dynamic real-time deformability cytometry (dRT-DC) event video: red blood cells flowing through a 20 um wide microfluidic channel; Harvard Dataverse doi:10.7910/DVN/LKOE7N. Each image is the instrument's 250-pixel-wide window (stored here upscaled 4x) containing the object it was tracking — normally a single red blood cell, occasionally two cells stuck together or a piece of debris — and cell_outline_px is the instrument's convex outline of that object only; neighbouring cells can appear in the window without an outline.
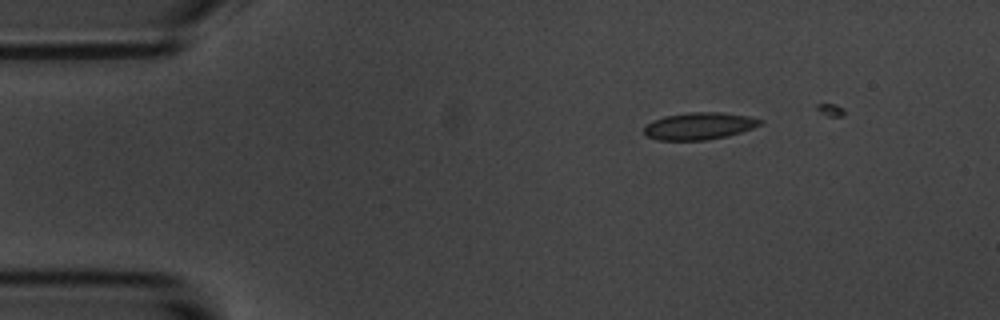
{"species": "common noctule bat (a hibernating species)", "species_latin": "Nyctalus noctula", "temperature_condition": "room temperature", "stored_images_in_passage": 16, "camera_frame_rate_fps": 3000, "um_per_image_px": 0.085, "animal": {"sex": "male", "body_mass_g": 20.1, "forearm_length_mm": 53.5}, "frame": {"image": 1, "passage_image": 1, "time_ms": 0.0, "image_size_px": [1000, 320], "cell_outline_px": [[764, 124], [728, 136], [704, 140], [660, 140], [648, 136], [644, 132], [644, 124], [652, 120], [664, 116], [688, 112], [720, 112], [748, 116], [764, 120]], "centroid_in_image_um": [59.43, 10.7], "position_along_channel_um": 25.6, "area_um2": 18.44}}
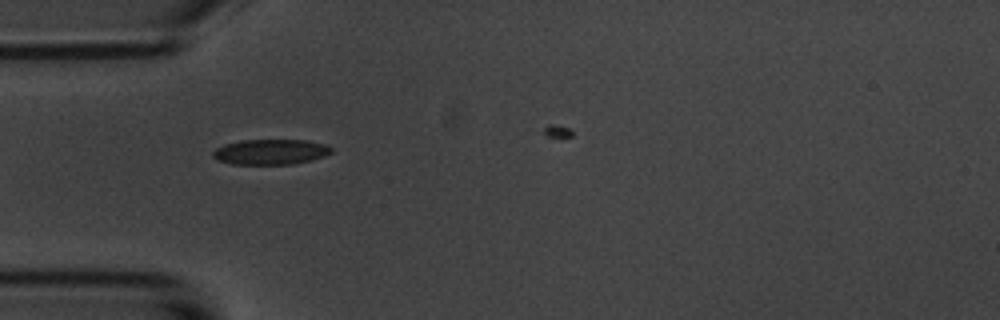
{"frame": {"image": 2, "passage_image": 9, "time_ms": 2.667, "image_size_px": [1000, 320], "cell_outline_px": [[332, 152], [324, 156], [312, 160], [292, 164], [232, 164], [216, 160], [212, 156], [212, 152], [216, 148], [224, 144], [240, 140], [304, 140], [324, 144], [332, 148]], "centroid_in_image_um": [22.96, 12.91], "position_along_channel_um": 62.0, "area_um2": 17.51}}
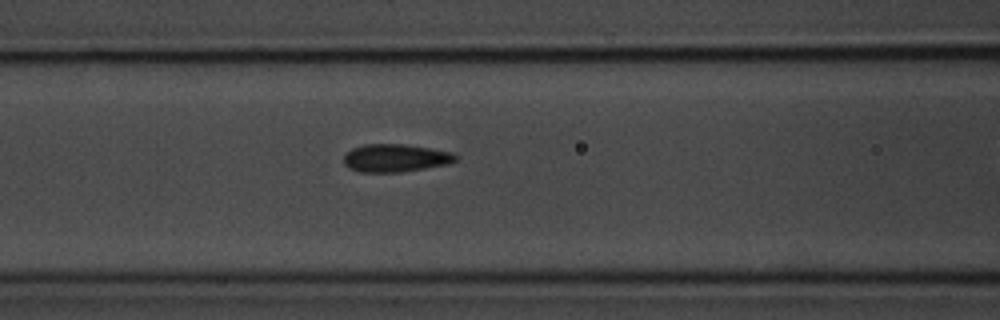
{"frame": {"image": 3, "passage_image": 15, "time_ms": 4.667, "image_size_px": [1000, 320], "cell_outline_px": [[460, 156], [456, 160], [448, 164], [400, 172], [360, 172], [348, 168], [344, 164], [344, 156], [352, 148], [364, 144], [404, 144], [452, 152]], "centroid_in_image_um": [33.61, 13.43], "position_along_channel_um": 133.0, "area_um2": 18.15}}